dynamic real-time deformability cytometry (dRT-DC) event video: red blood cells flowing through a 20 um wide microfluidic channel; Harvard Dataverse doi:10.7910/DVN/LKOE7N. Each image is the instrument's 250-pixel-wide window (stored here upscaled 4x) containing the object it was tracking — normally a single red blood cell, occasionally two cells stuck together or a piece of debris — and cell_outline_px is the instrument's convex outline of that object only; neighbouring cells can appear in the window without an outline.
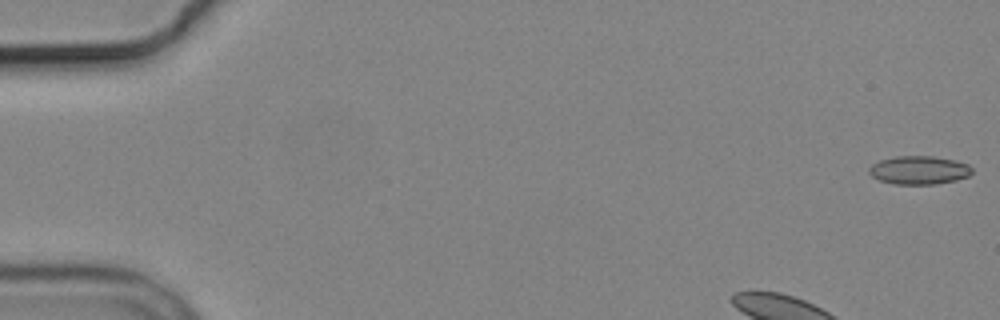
{"species": "common noctule bat (a hibernating species)", "species_latin": "Nyctalus noctula", "temperature_condition": "cold", "stored_images_in_passage": 13, "camera_frame_rate_fps": 3000, "um_per_image_px": 0.085, "animal": {"sex": "male", "body_mass_g": 19.2, "forearm_length_mm": 51.8}, "frame": {"image": 1, "passage_image": 1, "time_ms": 0.0, "image_size_px": [1000, 320], "cell_outline_px": [[972, 172], [968, 176], [956, 180], [936, 184], [892, 184], [880, 180], [872, 176], [868, 172], [868, 168], [872, 164], [880, 160], [896, 156], [932, 156], [952, 160], [968, 164], [972, 168]], "centroid_in_image_um": [78.09, 14.46], "position_along_channel_um": 6.9, "area_um2": 16.99}}